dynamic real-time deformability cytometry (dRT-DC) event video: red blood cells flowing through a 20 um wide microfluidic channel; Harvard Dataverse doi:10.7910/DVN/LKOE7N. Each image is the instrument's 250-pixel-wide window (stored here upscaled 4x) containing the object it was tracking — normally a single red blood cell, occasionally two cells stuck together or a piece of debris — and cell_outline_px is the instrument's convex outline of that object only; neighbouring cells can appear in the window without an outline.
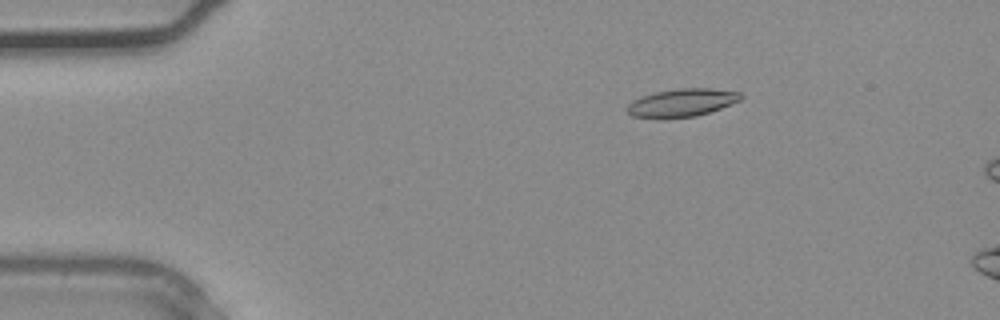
{"species": "common noctule bat (a hibernating species)", "species_latin": "Nyctalus noctula", "temperature_condition": "warm", "stored_images_in_passage": 8, "camera_frame_rate_fps": 3000, "um_per_image_px": 0.085, "animal": {"sex": "male", "body_mass_g": 20.4}, "frame": {"image": 1, "passage_image": 3, "time_ms": 0.667, "image_size_px": [1000, 320], "cell_outline_px": [[744, 96], [740, 100], [720, 108], [696, 116], [664, 120], [632, 116], [624, 108], [632, 100], [640, 96], [656, 92], [676, 88], [712, 88], [740, 92]], "centroid_in_image_um": [57.9, 8.74], "position_along_channel_um": 27.1, "area_um2": 18.96}}